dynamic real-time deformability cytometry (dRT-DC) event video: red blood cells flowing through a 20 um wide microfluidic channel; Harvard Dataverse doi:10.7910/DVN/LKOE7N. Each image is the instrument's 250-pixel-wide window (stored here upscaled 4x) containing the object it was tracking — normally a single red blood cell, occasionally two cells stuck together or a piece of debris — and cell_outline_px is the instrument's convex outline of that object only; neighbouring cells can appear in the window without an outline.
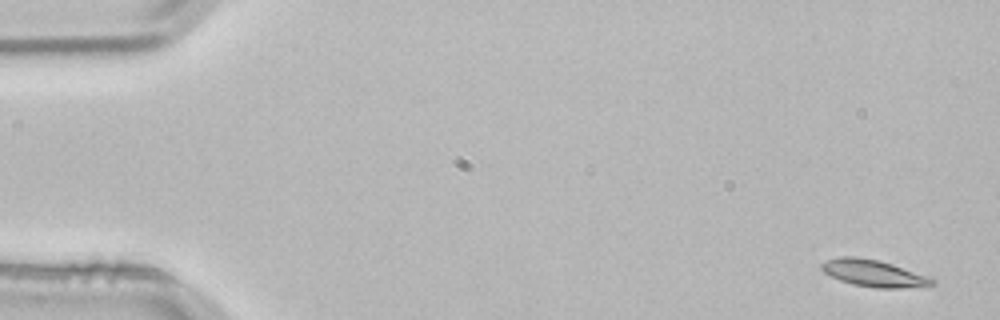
{"species": "common noctule bat (a hibernating species)", "species_latin": "Nyctalus noctula", "temperature_condition": "room temperature", "stored_images_in_passage": 5, "segment_of_instrument_passage": [1, 2], "camera_frame_rate_fps": 3000, "um_per_image_px": 0.085, "animal": {"sex": "male", "body_mass_g": 21.5, "forearm_length_mm": 52.0}, "frame": {"image": 1, "passage_image": 1, "time_ms": 0.0, "image_size_px": [1000, 320], "cell_outline_px": [[936, 284], [924, 288], [876, 288], [852, 284], [840, 280], [824, 272], [820, 268], [820, 264], [828, 260], [840, 256], [856, 256], [880, 260], [892, 264], [936, 280]], "centroid_in_image_um": [74.29, 23.24], "position_along_channel_um": 10.7, "area_um2": 17.4}}
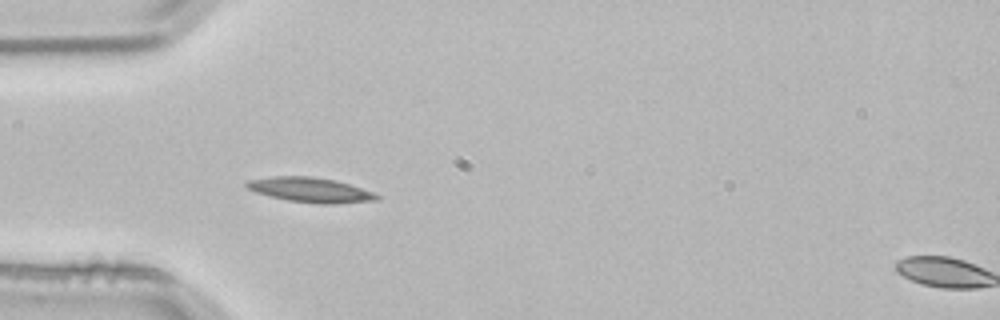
{"frame": {"image": 2, "passage_image": 4, "time_ms": 1.0, "image_size_px": [1000, 320], "cell_outline_px": [[380, 200], [336, 204], [320, 204], [288, 200], [256, 192], [248, 188], [244, 184], [248, 180], [272, 176], [312, 176], [336, 180], [372, 192], [380, 196]], "centroid_in_image_um": [26.4, 16.14], "position_along_channel_um": 58.6, "area_um2": 18.73}}